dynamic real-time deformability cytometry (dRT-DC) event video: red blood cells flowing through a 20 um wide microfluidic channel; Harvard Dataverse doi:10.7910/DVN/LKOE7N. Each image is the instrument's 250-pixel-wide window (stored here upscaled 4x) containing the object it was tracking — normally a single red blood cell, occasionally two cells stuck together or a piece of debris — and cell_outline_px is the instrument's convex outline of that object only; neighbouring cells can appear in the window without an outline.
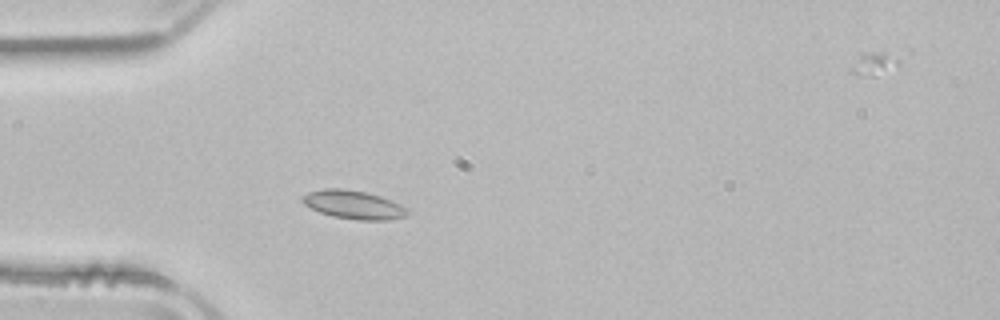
{"species": "common noctule bat (a hibernating species)", "species_latin": "Nyctalus noctula", "temperature_condition": "room temperature", "stored_images_in_passage": 48, "camera_frame_rate_fps": 3000, "um_per_image_px": 0.085, "animal": {"sex": "male", "body_mass_g": 21.5, "forearm_length_mm": 52.0}, "frame": {"image": 1, "passage_image": 10, "time_ms": 3.0, "image_size_px": [1000, 320], "cell_outline_px": [[412, 212], [408, 216], [388, 220], [356, 220], [332, 216], [320, 212], [304, 204], [300, 200], [300, 196], [308, 192], [324, 188], [344, 188], [364, 192], [380, 196], [400, 204], [408, 208]], "centroid_in_image_um": [30.07, 17.4], "position_along_channel_um": 54.9, "area_um2": 17.69}}
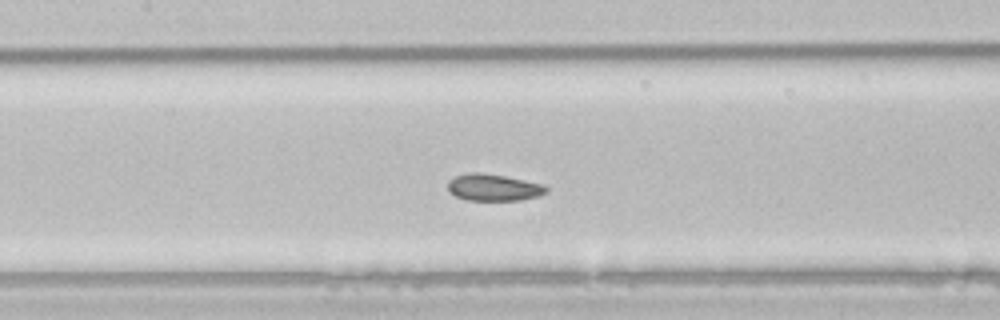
{"frame": {"image": 2, "passage_image": 19, "time_ms": 6.0, "image_size_px": [1000, 320], "cell_outline_px": [[548, 192], [540, 196], [520, 200], [468, 200], [456, 196], [448, 192], [448, 180], [456, 176], [468, 172], [480, 172], [504, 176], [524, 180], [540, 184], [548, 188]], "centroid_in_image_um": [41.93, 15.93], "position_along_channel_um": 165.5, "area_um2": 15.37}}
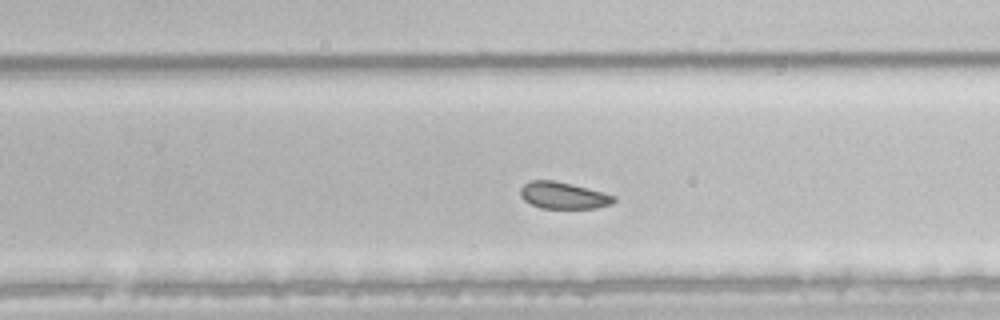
{"frame": {"image": 3, "passage_image": 28, "time_ms": 9.0, "image_size_px": [1000, 320], "cell_outline_px": [[616, 200], [612, 204], [596, 208], [544, 208], [532, 204], [524, 200], [520, 196], [520, 188], [524, 184], [532, 180], [552, 180], [572, 184], [604, 192], [616, 196]], "centroid_in_image_um": [47.91, 16.61], "position_along_channel_um": 281.9, "area_um2": 14.57}, "authors_computed_cell_mechanics": {"area_um2": 15.9528, "velocity_mm_per_s": 3.8926, "shape_relaxation_time_tau1_ms": 1.5089, "shape_relaxation_time_tau2_ms": 4.0117, "deformation_change_tau1": 0.0475, "deformation_change_tau2": 0.0389}}